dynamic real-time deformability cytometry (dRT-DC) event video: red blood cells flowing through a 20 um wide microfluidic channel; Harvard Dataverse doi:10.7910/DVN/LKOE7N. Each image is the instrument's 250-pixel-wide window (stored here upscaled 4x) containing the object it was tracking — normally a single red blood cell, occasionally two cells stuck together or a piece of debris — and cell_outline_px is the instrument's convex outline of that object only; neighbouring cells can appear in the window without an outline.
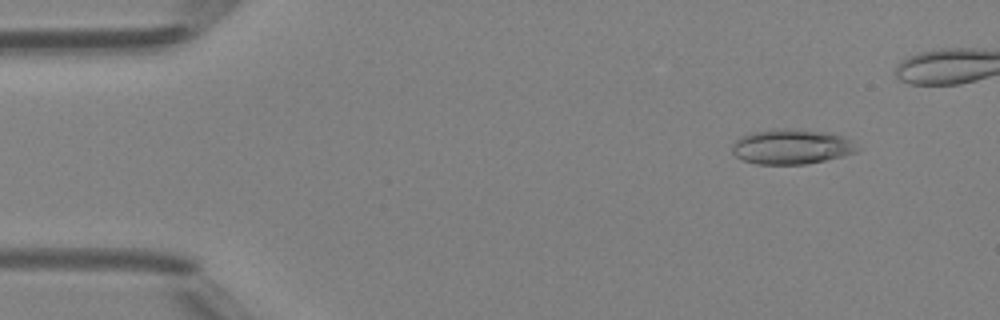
{"species": "Egyptian fruit bat (a non-hibernating species)", "species_latin": "Rousettus aegyptiacus", "temperature_condition": "room temperature", "stored_images_in_passage": 43, "camera_frame_rate_fps": 3000, "um_per_image_px": 0.085, "animal": {"sex": "female"}, "frame": {"image": 1, "passage_image": 5, "time_ms": 1.333, "image_size_px": [1000, 320], "cell_outline_px": [[860, 148], [856, 152], [824, 160], [804, 164], [756, 164], [744, 160], [736, 156], [732, 152], [732, 144], [740, 136], [752, 132], [772, 128], [788, 128], [820, 132], [840, 136], [852, 140]], "centroid_in_image_um": [67.23, 12.46], "position_along_channel_um": 17.8, "area_um2": 25.32}}
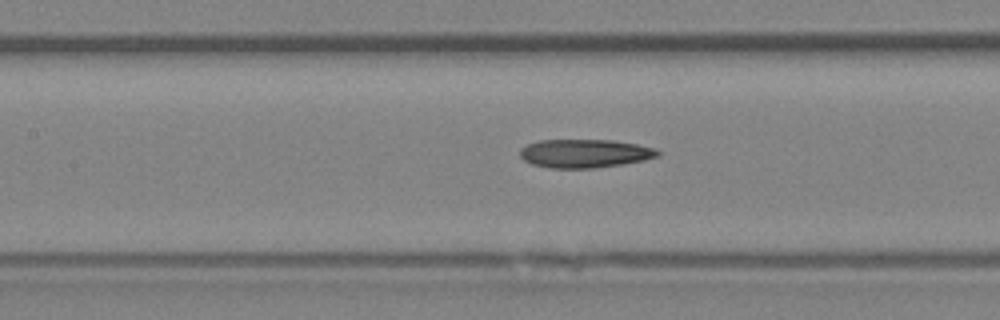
{"frame": {"image": 2, "passage_image": 22, "time_ms": 7.0, "image_size_px": [1000, 320], "cell_outline_px": [[660, 152], [656, 156], [644, 160], [596, 168], [552, 168], [532, 164], [524, 160], [520, 156], [520, 148], [528, 144], [540, 140], [612, 140], [636, 144], [656, 148]], "centroid_in_image_um": [49.68, 13.04], "position_along_channel_um": 157.7, "area_um2": 22.72}}
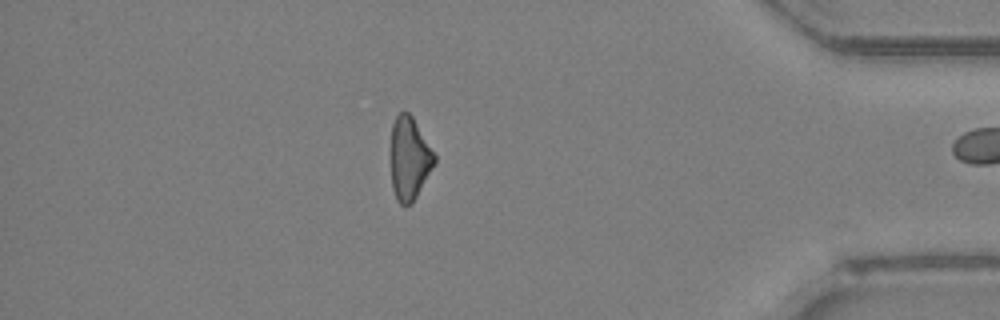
{"frame": {"image": 3, "passage_image": 42, "time_ms": 13.667, "image_size_px": [1000, 320], "cell_outline_px": [[436, 160], [412, 204], [404, 208], [396, 200], [392, 188], [392, 124], [396, 116], [400, 112], [408, 112], [412, 116], [436, 156]], "centroid_in_image_um": [34.79, 13.51], "position_along_channel_um": 400.4, "area_um2": 20.75}}